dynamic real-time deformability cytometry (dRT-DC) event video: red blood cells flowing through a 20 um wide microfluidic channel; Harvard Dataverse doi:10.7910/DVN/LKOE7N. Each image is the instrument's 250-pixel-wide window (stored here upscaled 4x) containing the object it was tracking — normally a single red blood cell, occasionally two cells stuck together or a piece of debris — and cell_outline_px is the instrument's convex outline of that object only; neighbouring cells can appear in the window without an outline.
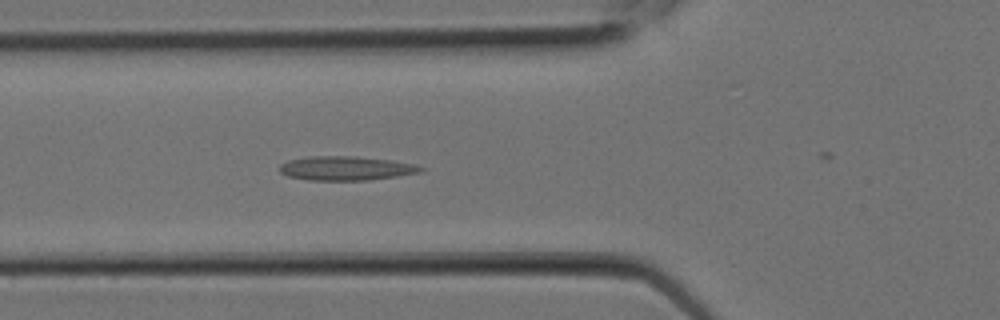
{"species": "Egyptian fruit bat (a non-hibernating species)", "species_latin": "Rousettus aegyptiacus", "temperature_condition": "room temperature", "stored_images_in_passage": 7, "camera_frame_rate_fps": 3000, "um_per_image_px": 0.085, "animal": {"sex": "female"}, "frame": {"image": 1, "passage_image": 7, "time_ms": 2.0, "image_size_px": [1000, 320], "cell_outline_px": [[428, 168], [420, 172], [396, 176], [368, 180], [308, 180], [288, 176], [280, 172], [280, 164], [288, 160], [304, 156], [356, 156], [392, 160], [416, 164]], "centroid_in_image_um": [29.42, 14.29], "position_along_channel_um": 96.4, "area_um2": 20.0}}